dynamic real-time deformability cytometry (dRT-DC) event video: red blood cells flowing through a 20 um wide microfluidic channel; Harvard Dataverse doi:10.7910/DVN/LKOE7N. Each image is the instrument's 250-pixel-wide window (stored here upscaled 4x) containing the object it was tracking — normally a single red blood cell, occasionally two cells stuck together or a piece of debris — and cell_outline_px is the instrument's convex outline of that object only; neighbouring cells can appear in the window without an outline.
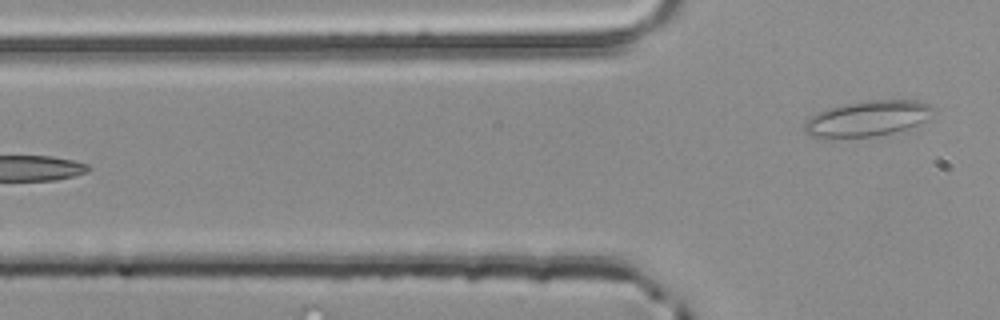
{"species": "common noctule bat (a hibernating species)", "species_latin": "Nyctalus noctula", "temperature_condition": "room temperature", "stored_images_in_passage": 3, "camera_frame_rate_fps": 3000, "um_per_image_px": 0.085, "animal": {"sex": "male", "body_mass_g": 20.4}, "frame": {"image": 1, "passage_image": 3, "time_ms": 0.667, "image_size_px": [1000, 320], "cell_outline_px": [[936, 108], [932, 116], [908, 128], [892, 132], [872, 136], [828, 140], [820, 140], [808, 136], [804, 132], [804, 120], [816, 112], [828, 108], [868, 100], [916, 100], [928, 104]], "centroid_in_image_um": [73.63, 10.11], "position_along_channel_um": 52.2, "area_um2": 27.28}}